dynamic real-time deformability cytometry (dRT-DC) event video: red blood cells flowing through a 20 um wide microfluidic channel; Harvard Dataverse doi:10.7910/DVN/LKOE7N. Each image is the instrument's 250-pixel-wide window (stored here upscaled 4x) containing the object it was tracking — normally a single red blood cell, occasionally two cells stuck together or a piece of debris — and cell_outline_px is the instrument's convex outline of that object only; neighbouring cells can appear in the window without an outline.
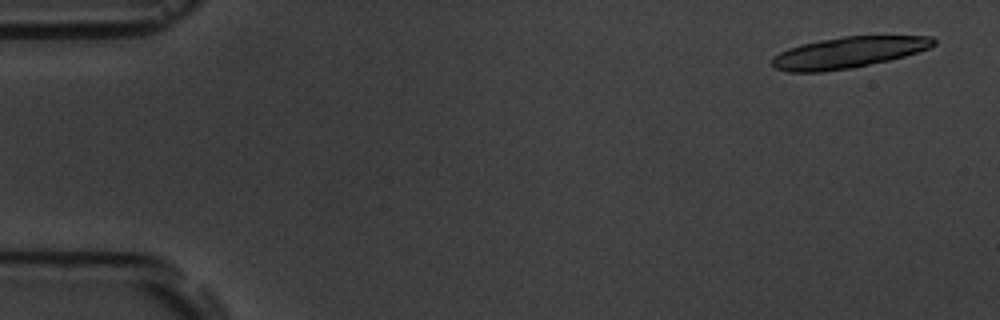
{"species": "common noctule bat (a hibernating species)", "species_latin": "Nyctalus noctula", "temperature_condition": "room temperature", "stored_images_in_passage": 8, "camera_frame_rate_fps": 3000, "um_per_image_px": 0.085, "animal": {"sex": "male", "body_mass_g": 19.5, "forearm_length_mm": 54.6}, "frame": {"image": 1, "passage_image": 1, "time_ms": 0.0, "image_size_px": [1000, 320], "cell_outline_px": [[936, 44], [928, 48], [904, 56], [888, 60], [852, 68], [820, 72], [788, 72], [772, 68], [772, 56], [788, 48], [800, 44], [820, 40], [844, 36], [932, 36], [936, 40]], "centroid_in_image_um": [72.05, 4.46], "position_along_channel_um": 12.9, "area_um2": 29.3}}
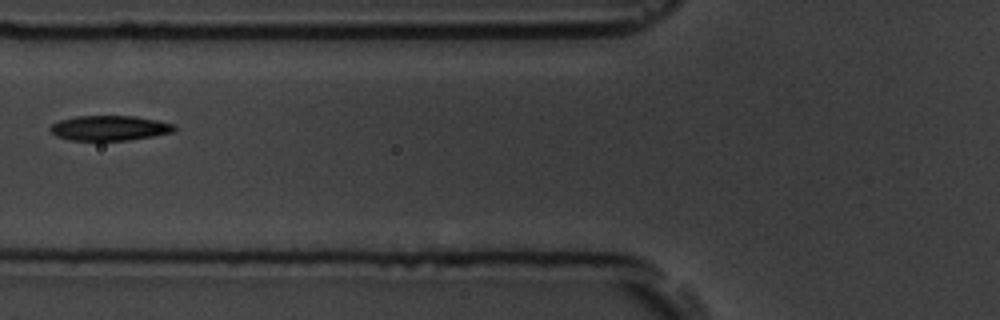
{"frame": {"image": 2, "passage_image": 6, "time_ms": 6.667, "image_size_px": [1000, 320], "cell_outline_px": [[176, 128], [172, 132], [152, 136], [128, 140], [68, 140], [56, 136], [48, 128], [52, 124], [60, 120], [76, 116], [136, 116], [176, 124]], "centroid_in_image_um": [9.3, 10.88], "position_along_channel_um": 116.5, "area_um2": 18.03}}
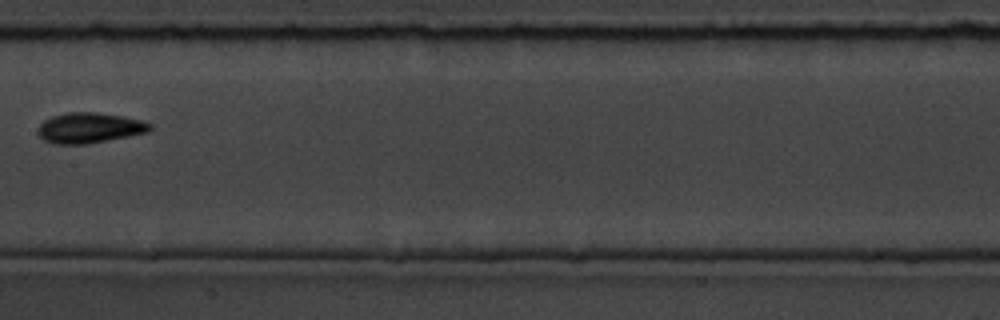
{"frame": {"image": 3, "passage_image": 8, "time_ms": 9.0, "image_size_px": [1000, 320], "cell_outline_px": [[152, 128], [148, 132], [88, 144], [56, 144], [44, 140], [36, 132], [40, 124], [44, 120], [52, 116], [68, 112], [96, 112], [124, 116], [144, 120], [152, 124]], "centroid_in_image_um": [7.62, 10.86], "position_along_channel_um": 199.8, "area_um2": 20.0}}